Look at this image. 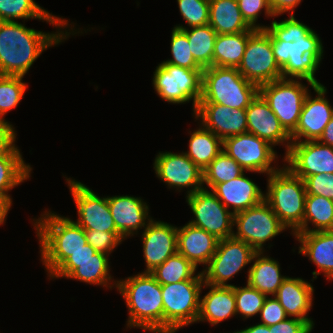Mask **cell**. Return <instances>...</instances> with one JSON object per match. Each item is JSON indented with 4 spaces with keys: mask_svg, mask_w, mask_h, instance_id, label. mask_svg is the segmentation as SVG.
Masks as SVG:
<instances>
[{
    "mask_svg": "<svg viewBox=\"0 0 333 333\" xmlns=\"http://www.w3.org/2000/svg\"><path fill=\"white\" fill-rule=\"evenodd\" d=\"M303 79L281 78L259 87V94L267 102L284 129L291 134L297 127L309 85L313 89L316 84L302 83Z\"/></svg>",
    "mask_w": 333,
    "mask_h": 333,
    "instance_id": "9",
    "label": "cell"
},
{
    "mask_svg": "<svg viewBox=\"0 0 333 333\" xmlns=\"http://www.w3.org/2000/svg\"><path fill=\"white\" fill-rule=\"evenodd\" d=\"M177 226L164 221L152 219L141 230L143 258L146 269L151 272L164 263L169 257L177 253Z\"/></svg>",
    "mask_w": 333,
    "mask_h": 333,
    "instance_id": "19",
    "label": "cell"
},
{
    "mask_svg": "<svg viewBox=\"0 0 333 333\" xmlns=\"http://www.w3.org/2000/svg\"><path fill=\"white\" fill-rule=\"evenodd\" d=\"M89 259H109V256L102 252H97L90 244H86L84 248L73 252V254L65 261H86Z\"/></svg>",
    "mask_w": 333,
    "mask_h": 333,
    "instance_id": "50",
    "label": "cell"
},
{
    "mask_svg": "<svg viewBox=\"0 0 333 333\" xmlns=\"http://www.w3.org/2000/svg\"><path fill=\"white\" fill-rule=\"evenodd\" d=\"M77 208L78 219L75 222L84 230L118 232L111 215L107 197L98 196L85 184L65 176Z\"/></svg>",
    "mask_w": 333,
    "mask_h": 333,
    "instance_id": "15",
    "label": "cell"
},
{
    "mask_svg": "<svg viewBox=\"0 0 333 333\" xmlns=\"http://www.w3.org/2000/svg\"><path fill=\"white\" fill-rule=\"evenodd\" d=\"M283 158V165L302 180L321 173L333 174V147L318 140L292 142Z\"/></svg>",
    "mask_w": 333,
    "mask_h": 333,
    "instance_id": "17",
    "label": "cell"
},
{
    "mask_svg": "<svg viewBox=\"0 0 333 333\" xmlns=\"http://www.w3.org/2000/svg\"><path fill=\"white\" fill-rule=\"evenodd\" d=\"M314 328L307 322L288 317L286 320L269 326L270 333H311Z\"/></svg>",
    "mask_w": 333,
    "mask_h": 333,
    "instance_id": "49",
    "label": "cell"
},
{
    "mask_svg": "<svg viewBox=\"0 0 333 333\" xmlns=\"http://www.w3.org/2000/svg\"><path fill=\"white\" fill-rule=\"evenodd\" d=\"M235 332L236 333H270L269 326L262 324V323H257L255 325L246 327L242 330H237Z\"/></svg>",
    "mask_w": 333,
    "mask_h": 333,
    "instance_id": "54",
    "label": "cell"
},
{
    "mask_svg": "<svg viewBox=\"0 0 333 333\" xmlns=\"http://www.w3.org/2000/svg\"><path fill=\"white\" fill-rule=\"evenodd\" d=\"M186 35L195 61L203 68L213 66V51L217 33L207 24L180 29Z\"/></svg>",
    "mask_w": 333,
    "mask_h": 333,
    "instance_id": "36",
    "label": "cell"
},
{
    "mask_svg": "<svg viewBox=\"0 0 333 333\" xmlns=\"http://www.w3.org/2000/svg\"><path fill=\"white\" fill-rule=\"evenodd\" d=\"M259 315L261 319L260 323L267 326L275 325L288 318L285 309L281 306L275 296H267Z\"/></svg>",
    "mask_w": 333,
    "mask_h": 333,
    "instance_id": "48",
    "label": "cell"
},
{
    "mask_svg": "<svg viewBox=\"0 0 333 333\" xmlns=\"http://www.w3.org/2000/svg\"><path fill=\"white\" fill-rule=\"evenodd\" d=\"M109 259H89L86 261H64L49 277V280L67 278L87 284L108 287L117 286V279L110 274ZM112 282V283H111ZM109 285V286H108Z\"/></svg>",
    "mask_w": 333,
    "mask_h": 333,
    "instance_id": "27",
    "label": "cell"
},
{
    "mask_svg": "<svg viewBox=\"0 0 333 333\" xmlns=\"http://www.w3.org/2000/svg\"><path fill=\"white\" fill-rule=\"evenodd\" d=\"M185 198L194 215V219L188 221L189 224L204 229L218 240L232 237L234 214L211 190L202 188Z\"/></svg>",
    "mask_w": 333,
    "mask_h": 333,
    "instance_id": "14",
    "label": "cell"
},
{
    "mask_svg": "<svg viewBox=\"0 0 333 333\" xmlns=\"http://www.w3.org/2000/svg\"><path fill=\"white\" fill-rule=\"evenodd\" d=\"M312 224L314 227L311 229ZM333 230V200L306 195L302 233Z\"/></svg>",
    "mask_w": 333,
    "mask_h": 333,
    "instance_id": "34",
    "label": "cell"
},
{
    "mask_svg": "<svg viewBox=\"0 0 333 333\" xmlns=\"http://www.w3.org/2000/svg\"><path fill=\"white\" fill-rule=\"evenodd\" d=\"M80 30L37 31L18 21H0V72L6 76L24 77L42 52L60 45ZM69 31V32H68ZM81 31V32H80Z\"/></svg>",
    "mask_w": 333,
    "mask_h": 333,
    "instance_id": "1",
    "label": "cell"
},
{
    "mask_svg": "<svg viewBox=\"0 0 333 333\" xmlns=\"http://www.w3.org/2000/svg\"><path fill=\"white\" fill-rule=\"evenodd\" d=\"M37 19L46 21L56 30H79L75 29L76 24L64 19L63 17L53 15L48 10L41 7L35 0H0V21ZM73 23V24H72Z\"/></svg>",
    "mask_w": 333,
    "mask_h": 333,
    "instance_id": "29",
    "label": "cell"
},
{
    "mask_svg": "<svg viewBox=\"0 0 333 333\" xmlns=\"http://www.w3.org/2000/svg\"><path fill=\"white\" fill-rule=\"evenodd\" d=\"M254 32L218 34L214 44L213 66L237 68L245 53L248 38Z\"/></svg>",
    "mask_w": 333,
    "mask_h": 333,
    "instance_id": "33",
    "label": "cell"
},
{
    "mask_svg": "<svg viewBox=\"0 0 333 333\" xmlns=\"http://www.w3.org/2000/svg\"><path fill=\"white\" fill-rule=\"evenodd\" d=\"M300 243L298 254L308 257L318 271H313L314 279L323 272L326 280H333V230L296 233L293 235Z\"/></svg>",
    "mask_w": 333,
    "mask_h": 333,
    "instance_id": "23",
    "label": "cell"
},
{
    "mask_svg": "<svg viewBox=\"0 0 333 333\" xmlns=\"http://www.w3.org/2000/svg\"><path fill=\"white\" fill-rule=\"evenodd\" d=\"M12 205L13 203H11L6 197L0 196V226L5 223Z\"/></svg>",
    "mask_w": 333,
    "mask_h": 333,
    "instance_id": "53",
    "label": "cell"
},
{
    "mask_svg": "<svg viewBox=\"0 0 333 333\" xmlns=\"http://www.w3.org/2000/svg\"><path fill=\"white\" fill-rule=\"evenodd\" d=\"M219 240L204 229L188 222L177 228V253L183 255L197 269L207 266L215 254Z\"/></svg>",
    "mask_w": 333,
    "mask_h": 333,
    "instance_id": "26",
    "label": "cell"
},
{
    "mask_svg": "<svg viewBox=\"0 0 333 333\" xmlns=\"http://www.w3.org/2000/svg\"><path fill=\"white\" fill-rule=\"evenodd\" d=\"M237 69L245 79L258 87L282 78L267 30H256L248 38L245 53Z\"/></svg>",
    "mask_w": 333,
    "mask_h": 333,
    "instance_id": "13",
    "label": "cell"
},
{
    "mask_svg": "<svg viewBox=\"0 0 333 333\" xmlns=\"http://www.w3.org/2000/svg\"><path fill=\"white\" fill-rule=\"evenodd\" d=\"M255 253L250 245L234 237L219 240L215 254L201 271L204 283L213 286H234L227 282L252 263Z\"/></svg>",
    "mask_w": 333,
    "mask_h": 333,
    "instance_id": "11",
    "label": "cell"
},
{
    "mask_svg": "<svg viewBox=\"0 0 333 333\" xmlns=\"http://www.w3.org/2000/svg\"><path fill=\"white\" fill-rule=\"evenodd\" d=\"M28 84L22 76H0V120H5L7 112L17 108L24 97Z\"/></svg>",
    "mask_w": 333,
    "mask_h": 333,
    "instance_id": "39",
    "label": "cell"
},
{
    "mask_svg": "<svg viewBox=\"0 0 333 333\" xmlns=\"http://www.w3.org/2000/svg\"><path fill=\"white\" fill-rule=\"evenodd\" d=\"M211 191L233 214L262 202L265 194L252 179L246 177L245 172L231 181L216 184Z\"/></svg>",
    "mask_w": 333,
    "mask_h": 333,
    "instance_id": "24",
    "label": "cell"
},
{
    "mask_svg": "<svg viewBox=\"0 0 333 333\" xmlns=\"http://www.w3.org/2000/svg\"><path fill=\"white\" fill-rule=\"evenodd\" d=\"M33 226L39 240L42 265L45 266L48 277L73 252L87 244L84 229L73 219L61 216L48 209L43 211L38 219L34 218Z\"/></svg>",
    "mask_w": 333,
    "mask_h": 333,
    "instance_id": "2",
    "label": "cell"
},
{
    "mask_svg": "<svg viewBox=\"0 0 333 333\" xmlns=\"http://www.w3.org/2000/svg\"><path fill=\"white\" fill-rule=\"evenodd\" d=\"M177 3L179 12L187 26L179 24L173 28L188 29L209 23V0H177Z\"/></svg>",
    "mask_w": 333,
    "mask_h": 333,
    "instance_id": "43",
    "label": "cell"
},
{
    "mask_svg": "<svg viewBox=\"0 0 333 333\" xmlns=\"http://www.w3.org/2000/svg\"><path fill=\"white\" fill-rule=\"evenodd\" d=\"M117 291L128 308L126 327L149 333H163V298L161 285L150 272L117 280Z\"/></svg>",
    "mask_w": 333,
    "mask_h": 333,
    "instance_id": "3",
    "label": "cell"
},
{
    "mask_svg": "<svg viewBox=\"0 0 333 333\" xmlns=\"http://www.w3.org/2000/svg\"><path fill=\"white\" fill-rule=\"evenodd\" d=\"M312 28L298 21L295 15H289V18L276 21L273 20L267 32L271 36V41L296 42L297 39L303 38Z\"/></svg>",
    "mask_w": 333,
    "mask_h": 333,
    "instance_id": "42",
    "label": "cell"
},
{
    "mask_svg": "<svg viewBox=\"0 0 333 333\" xmlns=\"http://www.w3.org/2000/svg\"><path fill=\"white\" fill-rule=\"evenodd\" d=\"M236 314L243 320L259 315L267 295L251 287L248 283L240 287L234 285Z\"/></svg>",
    "mask_w": 333,
    "mask_h": 333,
    "instance_id": "40",
    "label": "cell"
},
{
    "mask_svg": "<svg viewBox=\"0 0 333 333\" xmlns=\"http://www.w3.org/2000/svg\"><path fill=\"white\" fill-rule=\"evenodd\" d=\"M259 93L235 67L211 66L203 69L199 103H218L231 109H246Z\"/></svg>",
    "mask_w": 333,
    "mask_h": 333,
    "instance_id": "6",
    "label": "cell"
},
{
    "mask_svg": "<svg viewBox=\"0 0 333 333\" xmlns=\"http://www.w3.org/2000/svg\"><path fill=\"white\" fill-rule=\"evenodd\" d=\"M87 243L90 244L97 252H102L108 256L118 247L125 239L119 232H101L96 230H84Z\"/></svg>",
    "mask_w": 333,
    "mask_h": 333,
    "instance_id": "45",
    "label": "cell"
},
{
    "mask_svg": "<svg viewBox=\"0 0 333 333\" xmlns=\"http://www.w3.org/2000/svg\"><path fill=\"white\" fill-rule=\"evenodd\" d=\"M197 128L193 132L189 131V150L184 153L195 165L204 171L223 151V141L200 123Z\"/></svg>",
    "mask_w": 333,
    "mask_h": 333,
    "instance_id": "32",
    "label": "cell"
},
{
    "mask_svg": "<svg viewBox=\"0 0 333 333\" xmlns=\"http://www.w3.org/2000/svg\"><path fill=\"white\" fill-rule=\"evenodd\" d=\"M108 206L117 231L126 240L139 234L153 219L149 215V206L141 197L129 195L107 196Z\"/></svg>",
    "mask_w": 333,
    "mask_h": 333,
    "instance_id": "22",
    "label": "cell"
},
{
    "mask_svg": "<svg viewBox=\"0 0 333 333\" xmlns=\"http://www.w3.org/2000/svg\"><path fill=\"white\" fill-rule=\"evenodd\" d=\"M245 111L247 132L266 140L272 146L284 145L286 154L292 143L290 134L280 124L279 119L259 93Z\"/></svg>",
    "mask_w": 333,
    "mask_h": 333,
    "instance_id": "21",
    "label": "cell"
},
{
    "mask_svg": "<svg viewBox=\"0 0 333 333\" xmlns=\"http://www.w3.org/2000/svg\"><path fill=\"white\" fill-rule=\"evenodd\" d=\"M31 173L32 167L25 163L23 157L0 158V196L12 203L9 191L27 181Z\"/></svg>",
    "mask_w": 333,
    "mask_h": 333,
    "instance_id": "37",
    "label": "cell"
},
{
    "mask_svg": "<svg viewBox=\"0 0 333 333\" xmlns=\"http://www.w3.org/2000/svg\"><path fill=\"white\" fill-rule=\"evenodd\" d=\"M271 47L282 78L303 79L322 85L315 74L323 59L324 46L313 29L296 42L271 41Z\"/></svg>",
    "mask_w": 333,
    "mask_h": 333,
    "instance_id": "5",
    "label": "cell"
},
{
    "mask_svg": "<svg viewBox=\"0 0 333 333\" xmlns=\"http://www.w3.org/2000/svg\"><path fill=\"white\" fill-rule=\"evenodd\" d=\"M320 143L333 147V116L326 125L322 136L318 140Z\"/></svg>",
    "mask_w": 333,
    "mask_h": 333,
    "instance_id": "52",
    "label": "cell"
},
{
    "mask_svg": "<svg viewBox=\"0 0 333 333\" xmlns=\"http://www.w3.org/2000/svg\"><path fill=\"white\" fill-rule=\"evenodd\" d=\"M223 152L232 157L245 172L268 176L281 167L275 165L279 157L274 146L248 132L224 139Z\"/></svg>",
    "mask_w": 333,
    "mask_h": 333,
    "instance_id": "12",
    "label": "cell"
},
{
    "mask_svg": "<svg viewBox=\"0 0 333 333\" xmlns=\"http://www.w3.org/2000/svg\"><path fill=\"white\" fill-rule=\"evenodd\" d=\"M306 195H319L333 200V174L311 175L305 180Z\"/></svg>",
    "mask_w": 333,
    "mask_h": 333,
    "instance_id": "46",
    "label": "cell"
},
{
    "mask_svg": "<svg viewBox=\"0 0 333 333\" xmlns=\"http://www.w3.org/2000/svg\"><path fill=\"white\" fill-rule=\"evenodd\" d=\"M202 73L203 69H188L162 61L153 72V88L169 104L192 101L194 114L202 95Z\"/></svg>",
    "mask_w": 333,
    "mask_h": 333,
    "instance_id": "7",
    "label": "cell"
},
{
    "mask_svg": "<svg viewBox=\"0 0 333 333\" xmlns=\"http://www.w3.org/2000/svg\"><path fill=\"white\" fill-rule=\"evenodd\" d=\"M217 34L256 31L244 20L237 0H209V23Z\"/></svg>",
    "mask_w": 333,
    "mask_h": 333,
    "instance_id": "31",
    "label": "cell"
},
{
    "mask_svg": "<svg viewBox=\"0 0 333 333\" xmlns=\"http://www.w3.org/2000/svg\"><path fill=\"white\" fill-rule=\"evenodd\" d=\"M171 59L166 63L188 69H203L194 59L187 35L180 29L173 28L170 41Z\"/></svg>",
    "mask_w": 333,
    "mask_h": 333,
    "instance_id": "41",
    "label": "cell"
},
{
    "mask_svg": "<svg viewBox=\"0 0 333 333\" xmlns=\"http://www.w3.org/2000/svg\"><path fill=\"white\" fill-rule=\"evenodd\" d=\"M204 280H185L161 285L163 333H176L196 323Z\"/></svg>",
    "mask_w": 333,
    "mask_h": 333,
    "instance_id": "8",
    "label": "cell"
},
{
    "mask_svg": "<svg viewBox=\"0 0 333 333\" xmlns=\"http://www.w3.org/2000/svg\"><path fill=\"white\" fill-rule=\"evenodd\" d=\"M235 239L246 242L256 252L266 251L267 241L287 231L268 203L263 200L251 208L234 214Z\"/></svg>",
    "mask_w": 333,
    "mask_h": 333,
    "instance_id": "10",
    "label": "cell"
},
{
    "mask_svg": "<svg viewBox=\"0 0 333 333\" xmlns=\"http://www.w3.org/2000/svg\"><path fill=\"white\" fill-rule=\"evenodd\" d=\"M240 12L246 21V23L253 29L256 30H266V25H260L256 23L260 17L262 11L264 10V16L267 18L273 17L275 15L271 10L269 0H237Z\"/></svg>",
    "mask_w": 333,
    "mask_h": 333,
    "instance_id": "44",
    "label": "cell"
},
{
    "mask_svg": "<svg viewBox=\"0 0 333 333\" xmlns=\"http://www.w3.org/2000/svg\"><path fill=\"white\" fill-rule=\"evenodd\" d=\"M303 0H269L271 10L276 17L289 13L294 15V10Z\"/></svg>",
    "mask_w": 333,
    "mask_h": 333,
    "instance_id": "51",
    "label": "cell"
},
{
    "mask_svg": "<svg viewBox=\"0 0 333 333\" xmlns=\"http://www.w3.org/2000/svg\"><path fill=\"white\" fill-rule=\"evenodd\" d=\"M306 194L304 180L285 165L267 176L264 200L292 235L302 233Z\"/></svg>",
    "mask_w": 333,
    "mask_h": 333,
    "instance_id": "4",
    "label": "cell"
},
{
    "mask_svg": "<svg viewBox=\"0 0 333 333\" xmlns=\"http://www.w3.org/2000/svg\"><path fill=\"white\" fill-rule=\"evenodd\" d=\"M313 90L317 96L312 97L311 92L306 96L298 125L290 134L292 142L319 140L333 116V106L325 97L327 88L322 84L316 85Z\"/></svg>",
    "mask_w": 333,
    "mask_h": 333,
    "instance_id": "18",
    "label": "cell"
},
{
    "mask_svg": "<svg viewBox=\"0 0 333 333\" xmlns=\"http://www.w3.org/2000/svg\"><path fill=\"white\" fill-rule=\"evenodd\" d=\"M209 291L200 295L198 322H208L210 326H217L222 321L236 316V302L234 286H213L204 283L202 289Z\"/></svg>",
    "mask_w": 333,
    "mask_h": 333,
    "instance_id": "28",
    "label": "cell"
},
{
    "mask_svg": "<svg viewBox=\"0 0 333 333\" xmlns=\"http://www.w3.org/2000/svg\"><path fill=\"white\" fill-rule=\"evenodd\" d=\"M265 253L264 251L254 254L253 264L247 271L246 283L267 296H274L288 276L281 274L279 261Z\"/></svg>",
    "mask_w": 333,
    "mask_h": 333,
    "instance_id": "30",
    "label": "cell"
},
{
    "mask_svg": "<svg viewBox=\"0 0 333 333\" xmlns=\"http://www.w3.org/2000/svg\"><path fill=\"white\" fill-rule=\"evenodd\" d=\"M244 169L225 152H221L203 171L204 188L211 190L216 184L231 181L244 173Z\"/></svg>",
    "mask_w": 333,
    "mask_h": 333,
    "instance_id": "38",
    "label": "cell"
},
{
    "mask_svg": "<svg viewBox=\"0 0 333 333\" xmlns=\"http://www.w3.org/2000/svg\"><path fill=\"white\" fill-rule=\"evenodd\" d=\"M153 169L156 177L165 183L168 189L181 192L186 188V196L204 188L203 171L184 153L160 152L156 155Z\"/></svg>",
    "mask_w": 333,
    "mask_h": 333,
    "instance_id": "16",
    "label": "cell"
},
{
    "mask_svg": "<svg viewBox=\"0 0 333 333\" xmlns=\"http://www.w3.org/2000/svg\"><path fill=\"white\" fill-rule=\"evenodd\" d=\"M16 130L8 121L0 120V158L22 157L20 149L16 146Z\"/></svg>",
    "mask_w": 333,
    "mask_h": 333,
    "instance_id": "47",
    "label": "cell"
},
{
    "mask_svg": "<svg viewBox=\"0 0 333 333\" xmlns=\"http://www.w3.org/2000/svg\"><path fill=\"white\" fill-rule=\"evenodd\" d=\"M183 255L176 253L150 273L160 285L177 283L185 280H204L202 272Z\"/></svg>",
    "mask_w": 333,
    "mask_h": 333,
    "instance_id": "35",
    "label": "cell"
},
{
    "mask_svg": "<svg viewBox=\"0 0 333 333\" xmlns=\"http://www.w3.org/2000/svg\"><path fill=\"white\" fill-rule=\"evenodd\" d=\"M313 285L303 278L287 277L274 295L290 318L307 321L314 328V321L309 317L313 307Z\"/></svg>",
    "mask_w": 333,
    "mask_h": 333,
    "instance_id": "25",
    "label": "cell"
},
{
    "mask_svg": "<svg viewBox=\"0 0 333 333\" xmlns=\"http://www.w3.org/2000/svg\"><path fill=\"white\" fill-rule=\"evenodd\" d=\"M192 116L222 141L231 136L247 133L245 109H231L218 103H198Z\"/></svg>",
    "mask_w": 333,
    "mask_h": 333,
    "instance_id": "20",
    "label": "cell"
}]
</instances>
